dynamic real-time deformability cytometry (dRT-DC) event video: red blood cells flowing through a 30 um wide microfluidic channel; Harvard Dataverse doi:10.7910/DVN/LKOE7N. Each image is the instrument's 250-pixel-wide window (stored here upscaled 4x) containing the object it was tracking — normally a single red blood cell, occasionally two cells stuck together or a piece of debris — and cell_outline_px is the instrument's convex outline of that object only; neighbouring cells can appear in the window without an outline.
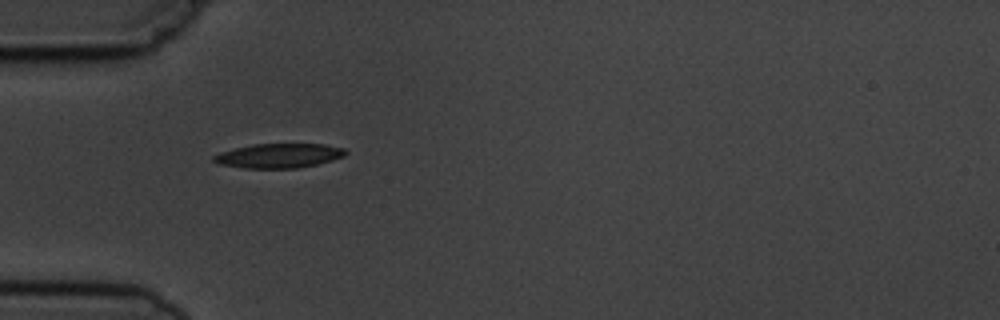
{"species": "common noctule bat (a hibernating species)", "species_latin": "Nyctalus noctula", "temperature_condition": "cold", "stored_images_in_passage": 3, "camera_frame_rate_fps": 3000, "um_per_image_px": 0.085, "animal": {"sex": "male", "body_mass_g": 19.5, "forearm_length_mm": 54.6}, "frame": {"image": 1, "passage_image": 1, "time_ms": 0.0, "image_size_px": [1000, 320], "cell_outline_px": [[348, 152], [344, 156], [332, 160], [316, 164], [296, 168], [244, 168], [220, 164], [212, 160], [212, 156], [220, 152], [252, 144], [324, 144], [344, 148]], "centroid_in_image_um": [23.7, 13.23], "position_along_channel_um": 61.3, "area_um2": 18.67}}
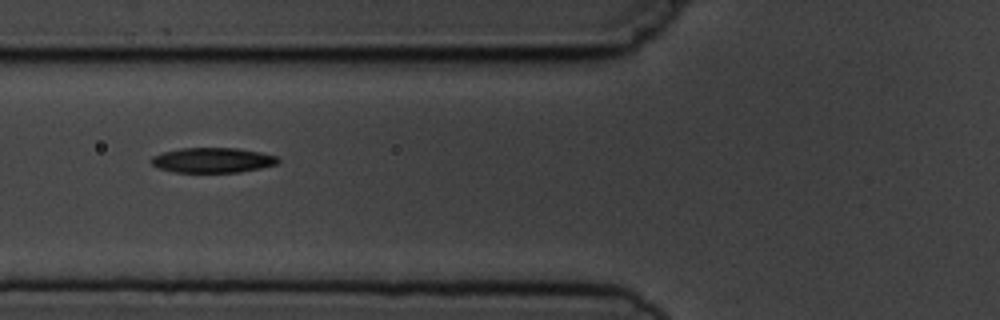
{"frame": {"image": 2, "passage_image": 2, "time_ms": 1.333, "image_size_px": [1000, 320], "cell_outline_px": [[280, 160], [276, 164], [260, 168], [240, 172], [176, 172], [160, 168], [152, 164], [152, 156], [164, 152], [180, 148], [236, 148], [260, 152], [276, 156]], "centroid_in_image_um": [18.09, 13.61], "position_along_channel_um": 107.7, "area_um2": 18.26}}
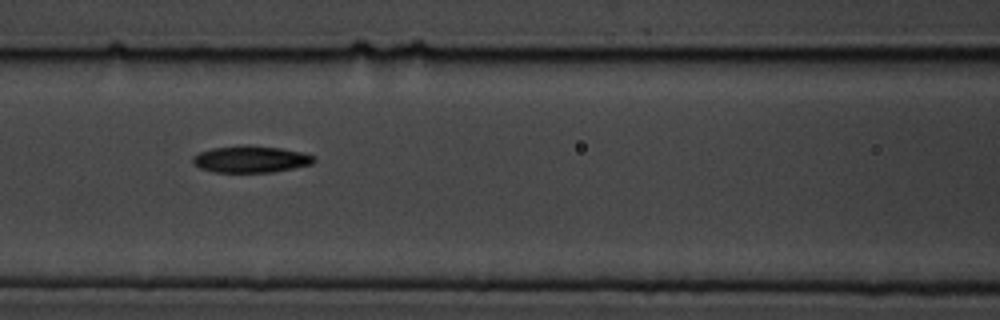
{"frame": {"image": 3, "passage_image": 3, "time_ms": 2.333, "image_size_px": [1000, 320], "cell_outline_px": [[316, 160], [312, 164], [272, 172], [212, 172], [200, 168], [192, 160], [192, 156], [200, 152], [212, 148], [280, 148], [300, 152], [316, 156]], "centroid_in_image_um": [21.34, 13.58], "position_along_channel_um": 145.3, "area_um2": 17.92}}